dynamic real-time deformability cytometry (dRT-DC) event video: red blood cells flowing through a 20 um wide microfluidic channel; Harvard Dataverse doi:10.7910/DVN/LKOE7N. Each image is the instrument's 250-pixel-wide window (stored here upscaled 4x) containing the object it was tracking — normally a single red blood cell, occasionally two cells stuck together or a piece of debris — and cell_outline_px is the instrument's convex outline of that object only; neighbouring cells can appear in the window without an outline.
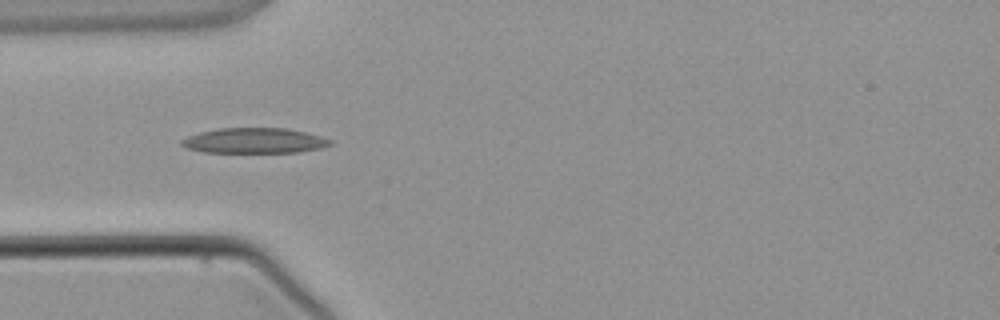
{"species": "common noctule bat (a hibernating species)", "species_latin": "Nyctalus noctula", "temperature_condition": "warm", "stored_images_in_passage": 4, "camera_frame_rate_fps": 3000, "um_per_image_px": 0.085, "animal": {"sex": "male", "body_mass_g": 21.5, "forearm_length_mm": 52.0}, "frame": {"image": 1, "passage_image": 3, "time_ms": 3.0, "image_size_px": [1000, 320], "cell_outline_px": [[332, 144], [320, 148], [300, 152], [204, 152], [188, 148], [180, 144], [180, 140], [188, 136], [200, 132], [220, 128], [284, 128], [304, 132], [320, 136], [332, 140]], "centroid_in_image_um": [21.61, 11.95], "position_along_channel_um": 63.4, "area_um2": 21.73}}
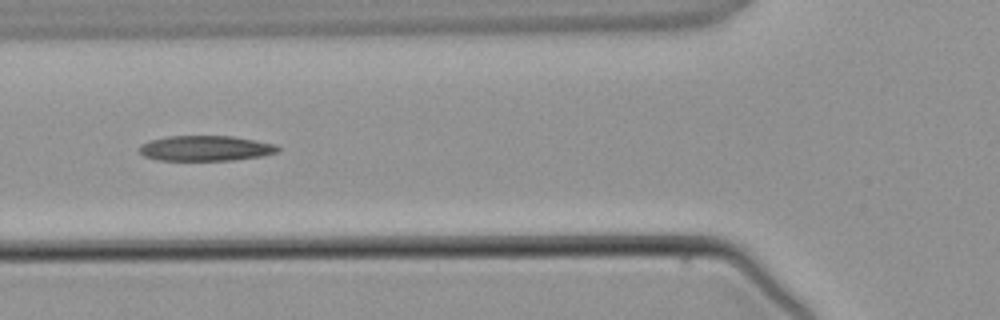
{"frame": {"image": 2, "passage_image": 4, "time_ms": 4.0, "image_size_px": [1000, 320], "cell_outline_px": [[280, 148], [276, 152], [260, 156], [236, 160], [156, 160], [144, 156], [136, 148], [140, 144], [148, 140], [168, 136], [232, 136], [256, 140], [276, 144]], "centroid_in_image_um": [17.42, 12.6], "position_along_channel_um": 108.4, "area_um2": 20.58}}